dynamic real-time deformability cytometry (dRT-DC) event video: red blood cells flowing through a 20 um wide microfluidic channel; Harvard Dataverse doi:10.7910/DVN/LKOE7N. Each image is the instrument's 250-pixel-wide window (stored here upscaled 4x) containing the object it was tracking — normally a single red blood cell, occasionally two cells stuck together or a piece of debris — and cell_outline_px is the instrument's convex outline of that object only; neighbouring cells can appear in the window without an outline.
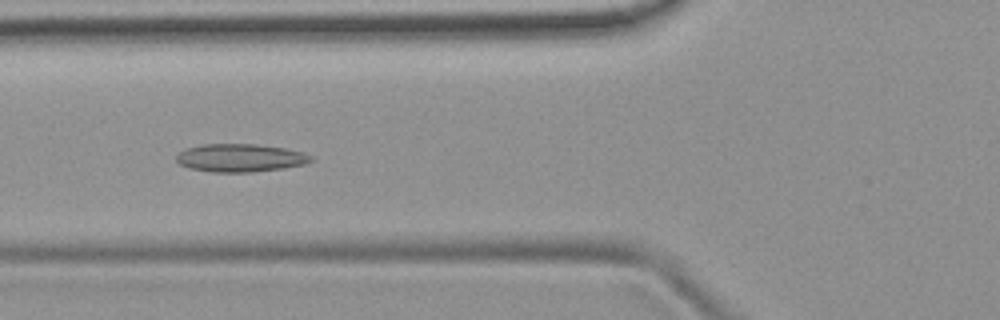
{"species": "common noctule bat (a hibernating species)", "species_latin": "Nyctalus noctula", "temperature_condition": "room temperature", "stored_images_in_passage": 47, "camera_frame_rate_fps": 3000, "um_per_image_px": 0.085, "animal": {"sex": "female", "body_mass_g": 19.9}, "frame": {"image": 1, "passage_image": 15, "time_ms": 4.667, "image_size_px": [1000, 320], "cell_outline_px": [[316, 160], [304, 164], [284, 168], [252, 172], [212, 172], [188, 168], [180, 164], [176, 160], [176, 156], [184, 148], [200, 144], [256, 144], [284, 148], [304, 152], [312, 156]], "centroid_in_image_um": [20.43, 13.42], "position_along_channel_um": 105.4, "area_um2": 22.2}}
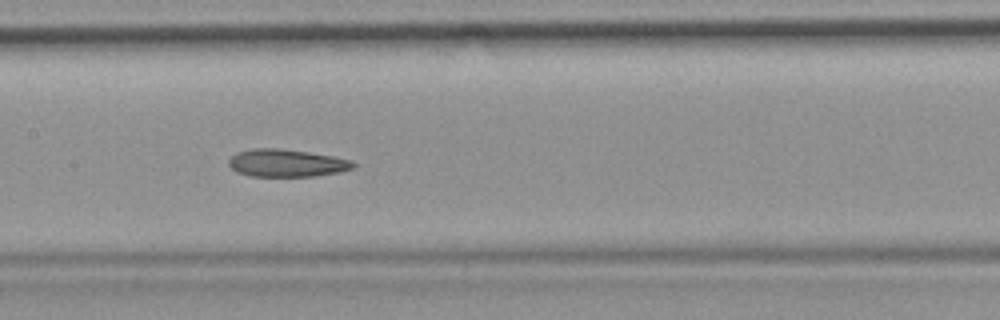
{"frame": {"image": 2, "passage_image": 21, "time_ms": 6.667, "image_size_px": [1000, 320], "cell_outline_px": [[356, 168], [340, 172], [316, 176], [248, 176], [236, 172], [228, 164], [228, 160], [236, 152], [252, 148], [280, 148], [308, 152], [332, 156], [352, 160], [356, 164]], "centroid_in_image_um": [24.37, 13.86], "position_along_channel_um": 183.0, "area_um2": 20.23}}
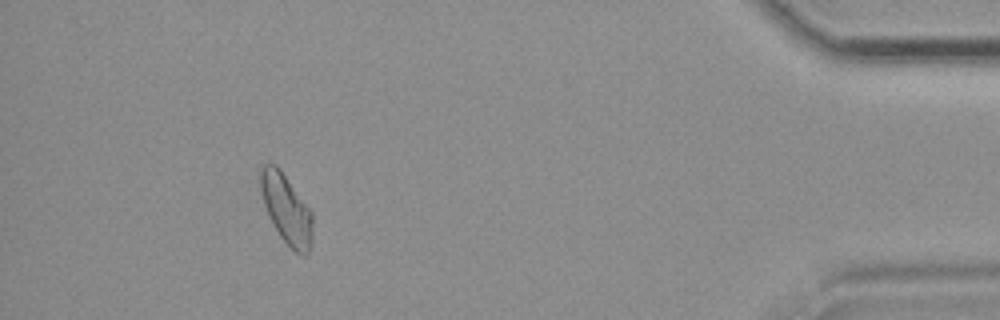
{"frame": {"image": 3, "passage_image": 43, "time_ms": 14.0, "image_size_px": [1000, 320], "cell_outline_px": [[312, 244], [308, 252], [304, 256], [300, 256], [280, 236], [268, 216], [260, 192], [260, 168], [264, 164], [276, 164], [280, 168], [312, 212]], "centroid_in_image_um": [24.34, 17.76], "position_along_channel_um": 410.9, "area_um2": 21.1}, "authors_computed_cell_mechanics": {"area_um2": 20.9814, "velocity_mm_per_s": 3.8831, "shape_relaxation_time_tau1_ms": null, "shape_relaxation_time_tau2_ms": 5.0824, "deformation_change_tau1": null, "deformation_change_tau2": 0.1276}}